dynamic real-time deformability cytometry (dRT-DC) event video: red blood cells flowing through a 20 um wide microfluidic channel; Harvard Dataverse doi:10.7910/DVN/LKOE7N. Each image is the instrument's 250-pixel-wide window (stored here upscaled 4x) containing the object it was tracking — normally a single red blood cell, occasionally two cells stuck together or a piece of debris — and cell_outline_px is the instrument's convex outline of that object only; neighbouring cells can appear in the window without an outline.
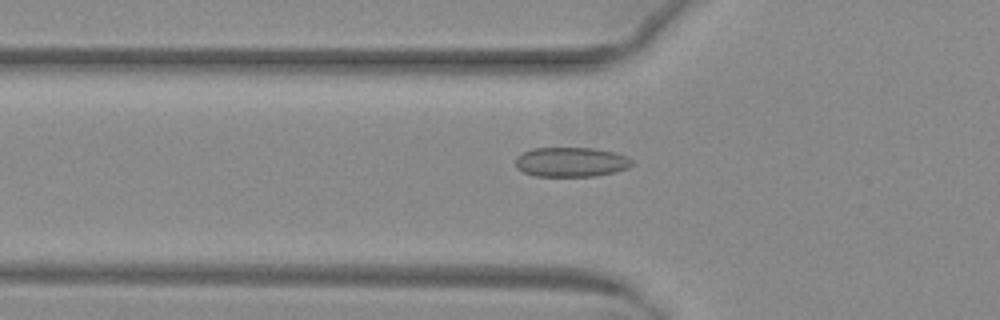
{"species": "common noctule bat (a hibernating species)", "species_latin": "Nyctalus noctula", "temperature_condition": "warm", "stored_images_in_passage": 32, "camera_frame_rate_fps": 3000, "um_per_image_px": 0.085, "animal": {"sex": "female", "body_mass_g": 29.2, "forearm_length_mm": 56.3}, "frame": {"image": 1, "passage_image": 2, "time_ms": 0.333, "image_size_px": [1000, 320], "cell_outline_px": [[632, 164], [628, 168], [616, 172], [596, 176], [536, 176], [524, 172], [516, 168], [516, 156], [532, 148], [596, 148], [616, 152], [628, 156], [632, 160]], "centroid_in_image_um": [48.57, 13.77], "position_along_channel_um": 77.2, "area_um2": 20.29}}
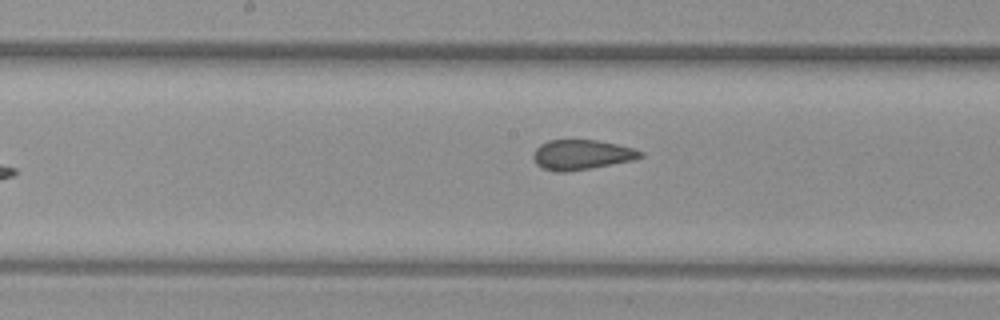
{"frame": {"image": 2, "passage_image": 11, "time_ms": 3.333, "image_size_px": [1000, 320], "cell_outline_px": [[644, 156], [632, 160], [568, 172], [556, 172], [544, 168], [536, 164], [532, 156], [532, 152], [540, 144], [548, 140], [596, 140], [616, 144], [632, 148], [644, 152]], "centroid_in_image_um": [49.4, 13.15], "position_along_channel_um": 198.8, "area_um2": 18.61}}
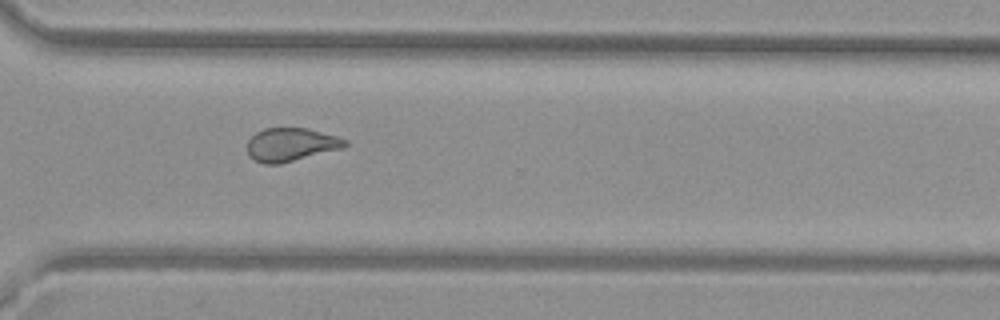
{"frame": {"image": 3, "passage_image": 22, "time_ms": 7.0, "image_size_px": [1000, 320], "cell_outline_px": [[348, 144], [340, 148], [280, 164], [264, 164], [248, 156], [248, 140], [256, 132], [264, 128], [308, 128], [340, 136], [348, 140]], "centroid_in_image_um": [24.73, 12.27], "position_along_channel_um": 345.9, "area_um2": 18.96}, "authors_computed_cell_mechanics": {"area_um2": 19.2185, "velocity_mm_per_s": 4.0181, "shape_relaxation_time_tau1_ms": null, "shape_relaxation_time_tau2_ms": 1.2926, "deformation_change_tau1": null, "deformation_change_tau2": 0.0854}}